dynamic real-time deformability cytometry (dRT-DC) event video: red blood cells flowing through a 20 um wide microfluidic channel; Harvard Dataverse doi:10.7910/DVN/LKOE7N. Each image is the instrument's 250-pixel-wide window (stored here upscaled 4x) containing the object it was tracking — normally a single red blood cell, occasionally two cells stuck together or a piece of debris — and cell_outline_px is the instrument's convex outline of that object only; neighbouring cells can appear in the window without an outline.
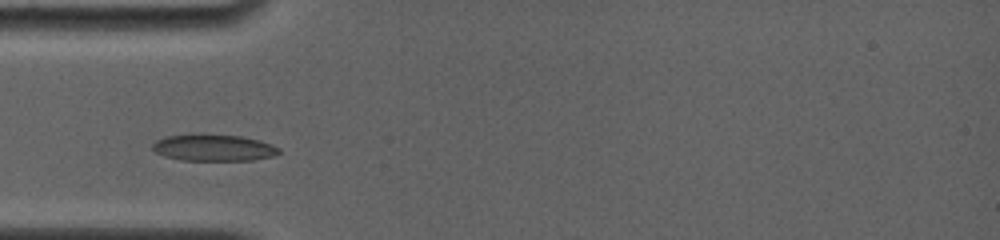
{"species": "common noctule bat (a hibernating species)", "species_latin": "Nyctalus noctula", "temperature_condition": "room temperature", "stored_images_in_passage": 8, "camera_frame_rate_fps": 4000, "um_per_image_px": 0.085, "animal": {"sex": "female", "body_mass_g": 19.0, "forearm_length_mm": 56.7}, "frame": {"image": 1, "passage_image": 3, "time_ms": 2.25, "image_size_px": [1000, 240], "cell_outline_px": [[280, 152], [276, 156], [252, 160], [180, 160], [164, 156], [156, 152], [152, 148], [152, 144], [156, 140], [164, 136], [192, 132], [204, 132], [244, 136], [272, 144], [280, 148]], "centroid_in_image_um": [18.13, 12.51], "position_along_channel_um": 66.9, "area_um2": 20.46}}
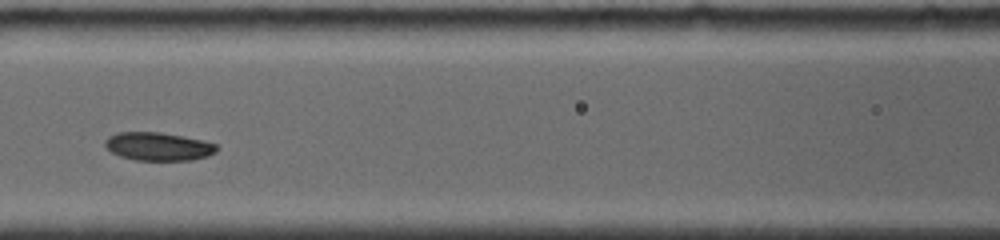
{"frame": {"image": 2, "passage_image": 5, "time_ms": 4.5, "image_size_px": [1000, 240], "cell_outline_px": [[220, 148], [216, 152], [208, 156], [192, 160], [136, 160], [120, 156], [112, 152], [104, 144], [104, 140], [108, 136], [116, 132], [160, 132], [184, 136], [216, 144]], "centroid_in_image_um": [13.46, 12.44], "position_along_channel_um": 153.1, "area_um2": 18.44}}
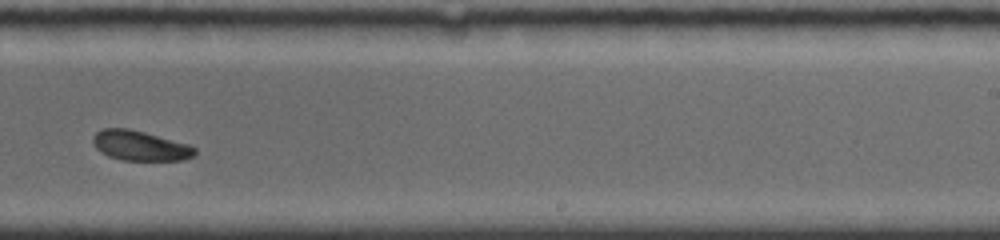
{"frame": {"image": 3, "passage_image": 8, "time_ms": 7.75, "image_size_px": [1000, 240], "cell_outline_px": [[196, 156], [184, 160], [120, 160], [108, 156], [100, 152], [92, 144], [92, 136], [96, 132], [104, 128], [128, 128], [144, 132], [188, 144], [196, 148]], "centroid_in_image_um": [11.89, 12.39], "position_along_channel_um": 277.1, "area_um2": 17.92}}